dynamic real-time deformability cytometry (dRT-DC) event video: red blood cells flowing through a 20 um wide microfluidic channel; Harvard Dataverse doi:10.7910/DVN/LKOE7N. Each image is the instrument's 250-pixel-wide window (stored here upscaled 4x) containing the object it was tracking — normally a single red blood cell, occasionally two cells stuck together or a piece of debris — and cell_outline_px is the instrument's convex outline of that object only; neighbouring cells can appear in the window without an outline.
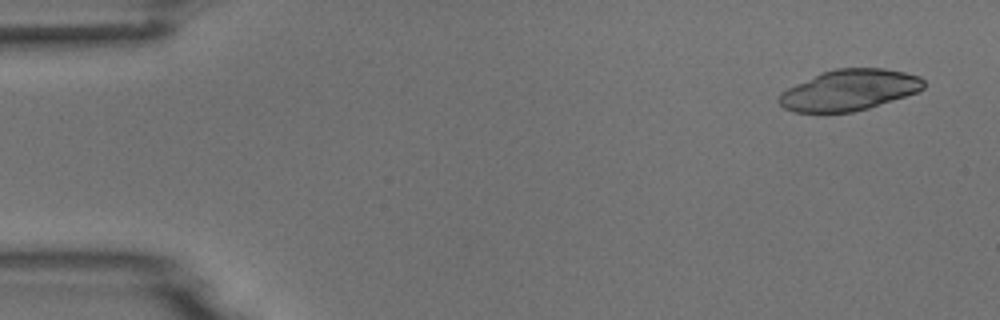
{"species": "common noctule bat (a hibernating species)", "species_latin": "Nyctalus noctula", "temperature_condition": "room temperature", "stored_images_in_passage": 14, "camera_frame_rate_fps": 3000, "um_per_image_px": 0.085, "animal": {"sex": "male", "body_mass_g": 18.8}, "frame": {"image": 1, "passage_image": 1, "time_ms": 0.0, "image_size_px": [1000, 320], "cell_outline_px": [[924, 88], [916, 92], [868, 108], [852, 112], [796, 112], [784, 108], [776, 100], [780, 92], [820, 72], [836, 68], [884, 68], [904, 72], [920, 76], [924, 80]], "centroid_in_image_um": [72.16, 7.64], "position_along_channel_um": 12.8, "area_um2": 34.39}}
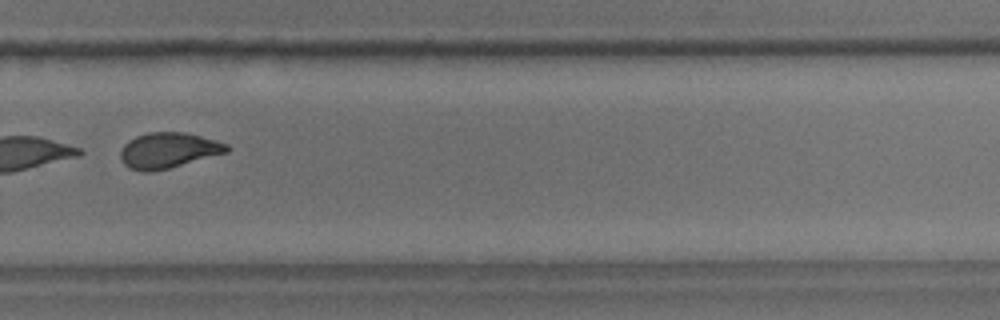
{"frame": {"image": 2, "passage_image": 10, "time_ms": 11.333, "image_size_px": [1000, 320], "cell_outline_px": [[232, 148], [228, 152], [168, 168], [152, 172], [140, 172], [128, 168], [120, 160], [120, 152], [124, 144], [128, 140], [136, 136], [148, 132], [184, 132], [216, 140], [228, 144]], "centroid_in_image_um": [14.28, 12.78], "position_along_channel_um": 315.5, "area_um2": 22.2}}